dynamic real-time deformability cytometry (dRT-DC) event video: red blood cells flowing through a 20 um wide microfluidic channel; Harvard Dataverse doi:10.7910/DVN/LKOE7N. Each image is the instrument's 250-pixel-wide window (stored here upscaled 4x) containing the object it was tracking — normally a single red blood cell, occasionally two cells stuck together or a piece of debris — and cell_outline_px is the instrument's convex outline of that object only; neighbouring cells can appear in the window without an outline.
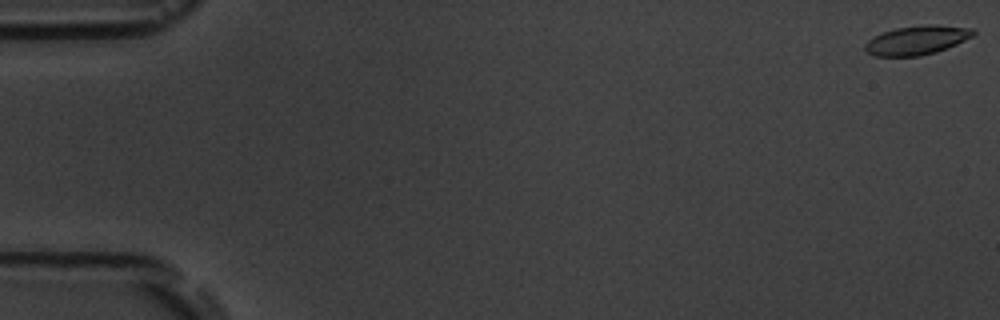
{"species": "common noctule bat (a hibernating species)", "species_latin": "Nyctalus noctula", "temperature_condition": "room temperature", "stored_images_in_passage": 5, "segment_of_instrument_passage": [2, 2], "camera_frame_rate_fps": 3000, "um_per_image_px": 0.085, "animal": {"sex": "male", "body_mass_g": 19.5, "forearm_length_mm": 54.6}, "frame": {"image": 1, "passage_image": 5, "time_ms": 4.667, "image_size_px": [1000, 320], "cell_outline_px": [[976, 32], [972, 36], [956, 44], [936, 52], [920, 56], [876, 56], [868, 52], [864, 48], [864, 44], [872, 36], [896, 28], [924, 24], [936, 24], [972, 28]], "centroid_in_image_um": [77.92, 3.4], "position_along_channel_um": 7.1, "area_um2": 18.32}}